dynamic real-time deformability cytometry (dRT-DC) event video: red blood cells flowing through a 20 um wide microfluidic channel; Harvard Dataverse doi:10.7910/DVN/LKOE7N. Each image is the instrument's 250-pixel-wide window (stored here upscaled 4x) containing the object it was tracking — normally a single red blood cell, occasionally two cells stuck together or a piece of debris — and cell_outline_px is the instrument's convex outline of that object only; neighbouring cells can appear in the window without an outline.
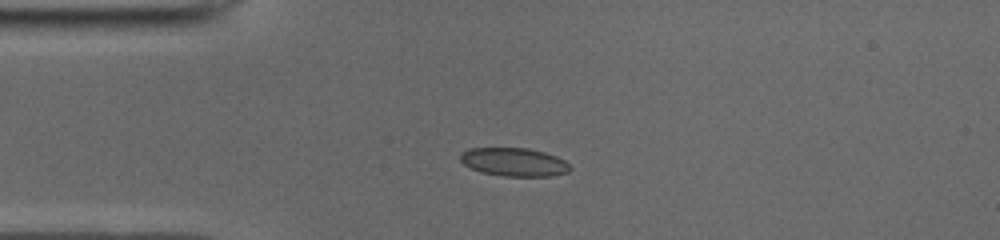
{"species": "common noctule bat (a hibernating species)", "species_latin": "Nyctalus noctula", "temperature_condition": "cold", "stored_images_in_passage": 39, "camera_frame_rate_fps": 3000, "um_per_image_px": 0.085, "animal": {"sex": "male", "body_mass_g": 19.0, "forearm_length_mm": 50.8}, "frame": {"image": 1, "passage_image": 1, "time_ms": 0.0, "image_size_px": [1000, 240], "cell_outline_px": [[572, 168], [568, 172], [552, 176], [504, 176], [480, 172], [464, 164], [460, 160], [460, 152], [468, 148], [528, 148], [544, 152], [556, 156], [564, 160]], "centroid_in_image_um": [43.68, 13.77], "position_along_channel_um": 41.3, "area_um2": 18.21}}
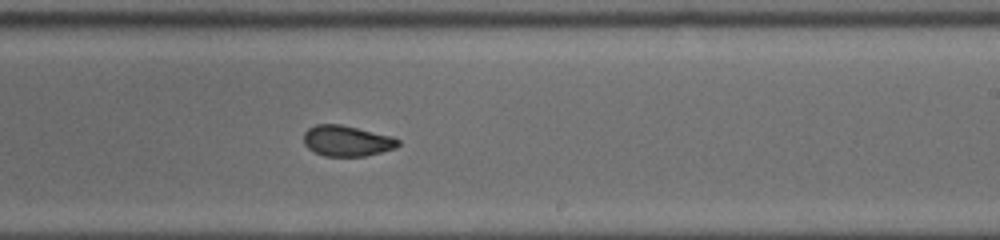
{"frame": {"image": 2, "passage_image": 19, "time_ms": 6.0, "image_size_px": [1000, 240], "cell_outline_px": [[400, 144], [396, 148], [364, 156], [324, 156], [308, 148], [304, 144], [304, 132], [308, 128], [316, 124], [340, 124], [392, 136], [400, 140]], "centroid_in_image_um": [29.48, 11.97], "position_along_channel_um": 259.5, "area_um2": 16.88}}
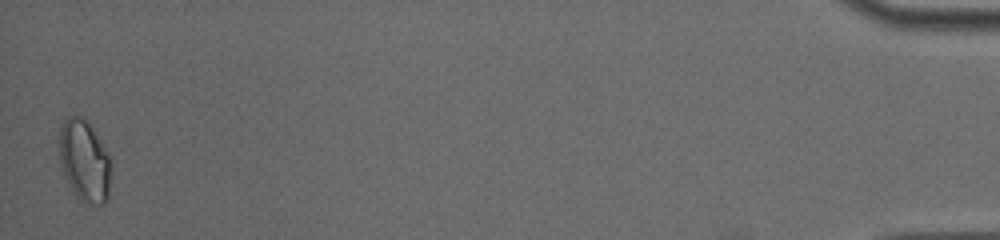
{"frame": {"image": 3, "passage_image": 39, "time_ms": 12.667, "image_size_px": [1000, 240], "cell_outline_px": [[112, 160], [108, 200], [104, 204], [88, 208], [80, 200], [72, 188], [64, 172], [60, 160], [60, 128], [64, 120], [72, 112], [88, 120], [108, 152]], "centroid_in_image_um": [7.23, 13.68], "position_along_channel_um": 428.0, "area_um2": 25.2}, "authors_computed_cell_mechanics": {"area_um2": 18.0914, "velocity_mm_per_s": 3.959, "shape_relaxation_time_tau1_ms": 4.401, "shape_relaxation_time_tau2_ms": 1.5294, "deformation_change_tau1": 0.1108, "deformation_change_tau2": 0.0516}}